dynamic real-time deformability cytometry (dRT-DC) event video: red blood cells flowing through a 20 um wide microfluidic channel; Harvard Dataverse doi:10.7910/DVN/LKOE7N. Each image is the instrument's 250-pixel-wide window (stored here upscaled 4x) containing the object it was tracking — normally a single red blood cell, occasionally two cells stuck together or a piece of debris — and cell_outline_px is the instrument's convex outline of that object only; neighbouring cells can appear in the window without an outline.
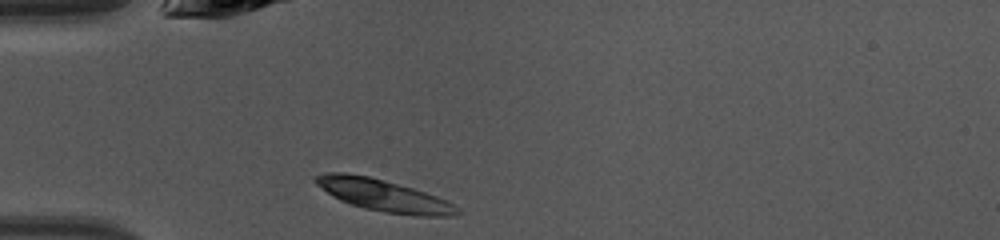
{"species": "common noctule bat (a hibernating species)", "species_latin": "Nyctalus noctula", "temperature_condition": "warm", "stored_images_in_passage": 34, "camera_frame_rate_fps": 3000, "um_per_image_px": 0.085, "animal": {"sex": "female", "body_mass_g": 10.0, "forearm_length_mm": 53.1}, "frame": {"image": 1, "passage_image": 1, "time_ms": 0.0, "image_size_px": [1000, 240], "cell_outline_px": [[460, 212], [452, 216], [416, 216], [384, 212], [364, 208], [340, 200], [332, 196], [316, 184], [312, 180], [316, 176], [324, 172], [344, 172], [368, 176], [384, 180], [412, 188], [436, 196], [460, 208]], "centroid_in_image_um": [32.57, 16.6], "position_along_channel_um": 52.4, "area_um2": 26.07}}
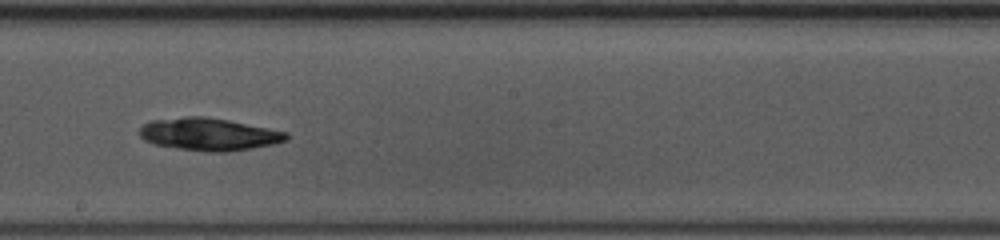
{"frame": {"image": 2, "passage_image": 14, "time_ms": 4.333, "image_size_px": [1000, 240], "cell_outline_px": [[288, 140], [272, 144], [252, 148], [224, 152], [212, 152], [180, 148], [156, 144], [144, 140], [140, 136], [140, 128], [144, 124], [152, 120], [184, 116], [204, 116], [228, 120], [288, 132]], "centroid_in_image_um": [17.77, 11.4], "position_along_channel_um": 230.4, "area_um2": 27.51}}
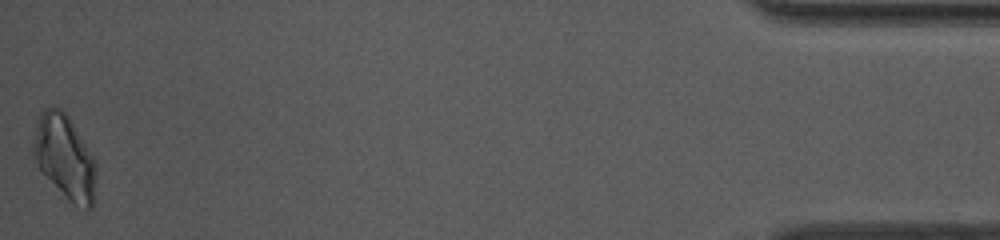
{"frame": {"image": 3, "passage_image": 34, "time_ms": 11.0, "image_size_px": [1000, 240], "cell_outline_px": [[96, 168], [92, 208], [84, 212], [72, 204], [68, 200], [36, 164], [32, 152], [32, 144], [36, 124], [40, 116], [48, 108], [60, 108], [68, 116], [96, 160]], "centroid_in_image_um": [5.52, 13.41], "position_along_channel_um": 429.7, "area_um2": 30.52}, "authors_computed_cell_mechanics": {"area_um2": 26.9637, "velocity_mm_per_s": 4.3083, "shape_relaxation_time_tau1_ms": 4.6288, "shape_relaxation_time_tau2_ms": null, "deformation_change_tau1": 0.1855, "deformation_change_tau2": null}}